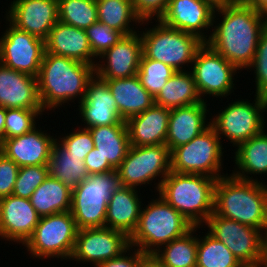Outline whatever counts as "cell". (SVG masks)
Masks as SVG:
<instances>
[{"label": "cell", "instance_id": "43", "mask_svg": "<svg viewBox=\"0 0 267 267\" xmlns=\"http://www.w3.org/2000/svg\"><path fill=\"white\" fill-rule=\"evenodd\" d=\"M19 166L0 152V199L14 191Z\"/></svg>", "mask_w": 267, "mask_h": 267}, {"label": "cell", "instance_id": "1", "mask_svg": "<svg viewBox=\"0 0 267 267\" xmlns=\"http://www.w3.org/2000/svg\"><path fill=\"white\" fill-rule=\"evenodd\" d=\"M215 13L223 18L206 43L238 69H249L261 32L267 26V16L243 0L217 6Z\"/></svg>", "mask_w": 267, "mask_h": 267}, {"label": "cell", "instance_id": "3", "mask_svg": "<svg viewBox=\"0 0 267 267\" xmlns=\"http://www.w3.org/2000/svg\"><path fill=\"white\" fill-rule=\"evenodd\" d=\"M215 185L214 212L224 218L260 229H267V185L230 176Z\"/></svg>", "mask_w": 267, "mask_h": 267}, {"label": "cell", "instance_id": "37", "mask_svg": "<svg viewBox=\"0 0 267 267\" xmlns=\"http://www.w3.org/2000/svg\"><path fill=\"white\" fill-rule=\"evenodd\" d=\"M175 72L171 66L142 54L137 75L142 86L155 98Z\"/></svg>", "mask_w": 267, "mask_h": 267}, {"label": "cell", "instance_id": "7", "mask_svg": "<svg viewBox=\"0 0 267 267\" xmlns=\"http://www.w3.org/2000/svg\"><path fill=\"white\" fill-rule=\"evenodd\" d=\"M157 21V26L140 32L143 55L161 61L176 71H184L182 65L193 63L197 50L204 42L193 34L171 28L160 20Z\"/></svg>", "mask_w": 267, "mask_h": 267}, {"label": "cell", "instance_id": "40", "mask_svg": "<svg viewBox=\"0 0 267 267\" xmlns=\"http://www.w3.org/2000/svg\"><path fill=\"white\" fill-rule=\"evenodd\" d=\"M85 31L91 51L96 59L124 36L121 32L99 21L88 27Z\"/></svg>", "mask_w": 267, "mask_h": 267}, {"label": "cell", "instance_id": "49", "mask_svg": "<svg viewBox=\"0 0 267 267\" xmlns=\"http://www.w3.org/2000/svg\"><path fill=\"white\" fill-rule=\"evenodd\" d=\"M6 108L0 107V143L4 140Z\"/></svg>", "mask_w": 267, "mask_h": 267}, {"label": "cell", "instance_id": "48", "mask_svg": "<svg viewBox=\"0 0 267 267\" xmlns=\"http://www.w3.org/2000/svg\"><path fill=\"white\" fill-rule=\"evenodd\" d=\"M247 5L253 7L256 11L267 16V0H243Z\"/></svg>", "mask_w": 267, "mask_h": 267}, {"label": "cell", "instance_id": "45", "mask_svg": "<svg viewBox=\"0 0 267 267\" xmlns=\"http://www.w3.org/2000/svg\"><path fill=\"white\" fill-rule=\"evenodd\" d=\"M129 247L125 252H123L119 257L107 260L96 267H142L144 260L148 257L143 254L140 250L136 249L133 254L129 256ZM128 251V252H127ZM128 253L127 255H125Z\"/></svg>", "mask_w": 267, "mask_h": 267}, {"label": "cell", "instance_id": "27", "mask_svg": "<svg viewBox=\"0 0 267 267\" xmlns=\"http://www.w3.org/2000/svg\"><path fill=\"white\" fill-rule=\"evenodd\" d=\"M102 80L107 83L124 121L141 114L155 104V98L142 86L138 75Z\"/></svg>", "mask_w": 267, "mask_h": 267}, {"label": "cell", "instance_id": "20", "mask_svg": "<svg viewBox=\"0 0 267 267\" xmlns=\"http://www.w3.org/2000/svg\"><path fill=\"white\" fill-rule=\"evenodd\" d=\"M78 107L86 129L117 125L124 121L107 83L96 75L88 82L84 99L79 102Z\"/></svg>", "mask_w": 267, "mask_h": 267}, {"label": "cell", "instance_id": "36", "mask_svg": "<svg viewBox=\"0 0 267 267\" xmlns=\"http://www.w3.org/2000/svg\"><path fill=\"white\" fill-rule=\"evenodd\" d=\"M59 21L86 30L98 22L96 0H58Z\"/></svg>", "mask_w": 267, "mask_h": 267}, {"label": "cell", "instance_id": "15", "mask_svg": "<svg viewBox=\"0 0 267 267\" xmlns=\"http://www.w3.org/2000/svg\"><path fill=\"white\" fill-rule=\"evenodd\" d=\"M129 245V237L122 231L102 227L83 228L77 231L71 259L97 265L119 257Z\"/></svg>", "mask_w": 267, "mask_h": 267}, {"label": "cell", "instance_id": "14", "mask_svg": "<svg viewBox=\"0 0 267 267\" xmlns=\"http://www.w3.org/2000/svg\"><path fill=\"white\" fill-rule=\"evenodd\" d=\"M209 233L221 241L243 266L255 267L260 253L262 231L213 212L205 222Z\"/></svg>", "mask_w": 267, "mask_h": 267}, {"label": "cell", "instance_id": "9", "mask_svg": "<svg viewBox=\"0 0 267 267\" xmlns=\"http://www.w3.org/2000/svg\"><path fill=\"white\" fill-rule=\"evenodd\" d=\"M222 139L209 126L200 135L187 144L174 148L170 152L171 171L188 174H202L216 180L221 175L222 167Z\"/></svg>", "mask_w": 267, "mask_h": 267}, {"label": "cell", "instance_id": "23", "mask_svg": "<svg viewBox=\"0 0 267 267\" xmlns=\"http://www.w3.org/2000/svg\"><path fill=\"white\" fill-rule=\"evenodd\" d=\"M198 104L173 108L170 111L166 146L170 152L181 145L187 144L210 126L205 123L208 104Z\"/></svg>", "mask_w": 267, "mask_h": 267}, {"label": "cell", "instance_id": "11", "mask_svg": "<svg viewBox=\"0 0 267 267\" xmlns=\"http://www.w3.org/2000/svg\"><path fill=\"white\" fill-rule=\"evenodd\" d=\"M123 187L137 188L161 176L157 192L171 171L170 150L166 145L130 146L125 159L116 168Z\"/></svg>", "mask_w": 267, "mask_h": 267}, {"label": "cell", "instance_id": "41", "mask_svg": "<svg viewBox=\"0 0 267 267\" xmlns=\"http://www.w3.org/2000/svg\"><path fill=\"white\" fill-rule=\"evenodd\" d=\"M252 67L256 79V94L267 97V26L261 32Z\"/></svg>", "mask_w": 267, "mask_h": 267}, {"label": "cell", "instance_id": "50", "mask_svg": "<svg viewBox=\"0 0 267 267\" xmlns=\"http://www.w3.org/2000/svg\"><path fill=\"white\" fill-rule=\"evenodd\" d=\"M142 267H163L151 256H148L142 265Z\"/></svg>", "mask_w": 267, "mask_h": 267}, {"label": "cell", "instance_id": "21", "mask_svg": "<svg viewBox=\"0 0 267 267\" xmlns=\"http://www.w3.org/2000/svg\"><path fill=\"white\" fill-rule=\"evenodd\" d=\"M56 140L35 127L26 134L3 140L0 143V152L19 167L47 165Z\"/></svg>", "mask_w": 267, "mask_h": 267}, {"label": "cell", "instance_id": "8", "mask_svg": "<svg viewBox=\"0 0 267 267\" xmlns=\"http://www.w3.org/2000/svg\"><path fill=\"white\" fill-rule=\"evenodd\" d=\"M77 226L70 211L40 217L32 235L24 244L36 258L72 257Z\"/></svg>", "mask_w": 267, "mask_h": 267}, {"label": "cell", "instance_id": "29", "mask_svg": "<svg viewBox=\"0 0 267 267\" xmlns=\"http://www.w3.org/2000/svg\"><path fill=\"white\" fill-rule=\"evenodd\" d=\"M264 132L265 130L237 146L235 164L239 170H234L232 176L241 180L258 181L248 174L267 175V133Z\"/></svg>", "mask_w": 267, "mask_h": 267}, {"label": "cell", "instance_id": "38", "mask_svg": "<svg viewBox=\"0 0 267 267\" xmlns=\"http://www.w3.org/2000/svg\"><path fill=\"white\" fill-rule=\"evenodd\" d=\"M44 110H28L24 108L6 109L4 140L21 136L36 127L38 115Z\"/></svg>", "mask_w": 267, "mask_h": 267}, {"label": "cell", "instance_id": "6", "mask_svg": "<svg viewBox=\"0 0 267 267\" xmlns=\"http://www.w3.org/2000/svg\"><path fill=\"white\" fill-rule=\"evenodd\" d=\"M117 171L89 174L72 189L71 214L77 229L105 227L107 205L113 192L121 187Z\"/></svg>", "mask_w": 267, "mask_h": 267}, {"label": "cell", "instance_id": "39", "mask_svg": "<svg viewBox=\"0 0 267 267\" xmlns=\"http://www.w3.org/2000/svg\"><path fill=\"white\" fill-rule=\"evenodd\" d=\"M49 176L47 165L19 167L13 195L30 199L35 189Z\"/></svg>", "mask_w": 267, "mask_h": 267}, {"label": "cell", "instance_id": "4", "mask_svg": "<svg viewBox=\"0 0 267 267\" xmlns=\"http://www.w3.org/2000/svg\"><path fill=\"white\" fill-rule=\"evenodd\" d=\"M215 178L202 174L170 171L159 195L194 227L202 226L214 212Z\"/></svg>", "mask_w": 267, "mask_h": 267}, {"label": "cell", "instance_id": "31", "mask_svg": "<svg viewBox=\"0 0 267 267\" xmlns=\"http://www.w3.org/2000/svg\"><path fill=\"white\" fill-rule=\"evenodd\" d=\"M191 71H176L167 80L160 93L155 97V104L173 109L202 103Z\"/></svg>", "mask_w": 267, "mask_h": 267}, {"label": "cell", "instance_id": "22", "mask_svg": "<svg viewBox=\"0 0 267 267\" xmlns=\"http://www.w3.org/2000/svg\"><path fill=\"white\" fill-rule=\"evenodd\" d=\"M0 107L43 110L37 77L10 69L0 63Z\"/></svg>", "mask_w": 267, "mask_h": 267}, {"label": "cell", "instance_id": "35", "mask_svg": "<svg viewBox=\"0 0 267 267\" xmlns=\"http://www.w3.org/2000/svg\"><path fill=\"white\" fill-rule=\"evenodd\" d=\"M196 267H243L233 253L209 232L197 237Z\"/></svg>", "mask_w": 267, "mask_h": 267}, {"label": "cell", "instance_id": "26", "mask_svg": "<svg viewBox=\"0 0 267 267\" xmlns=\"http://www.w3.org/2000/svg\"><path fill=\"white\" fill-rule=\"evenodd\" d=\"M136 188L121 186L107 205L105 227L124 232L128 237L136 230L142 202Z\"/></svg>", "mask_w": 267, "mask_h": 267}, {"label": "cell", "instance_id": "33", "mask_svg": "<svg viewBox=\"0 0 267 267\" xmlns=\"http://www.w3.org/2000/svg\"><path fill=\"white\" fill-rule=\"evenodd\" d=\"M200 226L193 227L184 236L174 239L158 249L151 257L163 267H196L197 237L193 234Z\"/></svg>", "mask_w": 267, "mask_h": 267}, {"label": "cell", "instance_id": "16", "mask_svg": "<svg viewBox=\"0 0 267 267\" xmlns=\"http://www.w3.org/2000/svg\"><path fill=\"white\" fill-rule=\"evenodd\" d=\"M216 7L208 0H169L159 20L171 28L193 34L206 43L208 35L202 31L216 23Z\"/></svg>", "mask_w": 267, "mask_h": 267}, {"label": "cell", "instance_id": "34", "mask_svg": "<svg viewBox=\"0 0 267 267\" xmlns=\"http://www.w3.org/2000/svg\"><path fill=\"white\" fill-rule=\"evenodd\" d=\"M96 6L98 21L124 36L137 32L130 28V22L144 23L135 12L132 0H96Z\"/></svg>", "mask_w": 267, "mask_h": 267}, {"label": "cell", "instance_id": "32", "mask_svg": "<svg viewBox=\"0 0 267 267\" xmlns=\"http://www.w3.org/2000/svg\"><path fill=\"white\" fill-rule=\"evenodd\" d=\"M52 147L51 157L47 164L50 177H54L71 189L78 186L88 177L87 168L82 157L71 155L57 141Z\"/></svg>", "mask_w": 267, "mask_h": 267}, {"label": "cell", "instance_id": "10", "mask_svg": "<svg viewBox=\"0 0 267 267\" xmlns=\"http://www.w3.org/2000/svg\"><path fill=\"white\" fill-rule=\"evenodd\" d=\"M255 103L236 100L218 113L210 126L215 130L219 138H227L236 147L260 134L265 128L264 114L267 112V97L255 94Z\"/></svg>", "mask_w": 267, "mask_h": 267}, {"label": "cell", "instance_id": "42", "mask_svg": "<svg viewBox=\"0 0 267 267\" xmlns=\"http://www.w3.org/2000/svg\"><path fill=\"white\" fill-rule=\"evenodd\" d=\"M77 130L74 129V132L60 138L58 143L69 154L82 157V160H85V157L94 148L93 137L89 129L81 128Z\"/></svg>", "mask_w": 267, "mask_h": 267}, {"label": "cell", "instance_id": "18", "mask_svg": "<svg viewBox=\"0 0 267 267\" xmlns=\"http://www.w3.org/2000/svg\"><path fill=\"white\" fill-rule=\"evenodd\" d=\"M142 54L140 34L136 32L123 36L99 56V59H106L107 64H95V75L100 79L133 77L138 73Z\"/></svg>", "mask_w": 267, "mask_h": 267}, {"label": "cell", "instance_id": "28", "mask_svg": "<svg viewBox=\"0 0 267 267\" xmlns=\"http://www.w3.org/2000/svg\"><path fill=\"white\" fill-rule=\"evenodd\" d=\"M94 147L115 169L125 159L130 148L129 133L126 121L117 125H106L89 128Z\"/></svg>", "mask_w": 267, "mask_h": 267}, {"label": "cell", "instance_id": "13", "mask_svg": "<svg viewBox=\"0 0 267 267\" xmlns=\"http://www.w3.org/2000/svg\"><path fill=\"white\" fill-rule=\"evenodd\" d=\"M0 38V63L10 69L38 76L46 51L45 40L9 23Z\"/></svg>", "mask_w": 267, "mask_h": 267}, {"label": "cell", "instance_id": "30", "mask_svg": "<svg viewBox=\"0 0 267 267\" xmlns=\"http://www.w3.org/2000/svg\"><path fill=\"white\" fill-rule=\"evenodd\" d=\"M72 189L48 176L32 193L31 205L40 217L71 210Z\"/></svg>", "mask_w": 267, "mask_h": 267}, {"label": "cell", "instance_id": "24", "mask_svg": "<svg viewBox=\"0 0 267 267\" xmlns=\"http://www.w3.org/2000/svg\"><path fill=\"white\" fill-rule=\"evenodd\" d=\"M171 109L154 104L127 121L130 146L166 145Z\"/></svg>", "mask_w": 267, "mask_h": 267}, {"label": "cell", "instance_id": "19", "mask_svg": "<svg viewBox=\"0 0 267 267\" xmlns=\"http://www.w3.org/2000/svg\"><path fill=\"white\" fill-rule=\"evenodd\" d=\"M40 216L30 199L13 194L0 199V237L7 241L22 243L32 235Z\"/></svg>", "mask_w": 267, "mask_h": 267}, {"label": "cell", "instance_id": "44", "mask_svg": "<svg viewBox=\"0 0 267 267\" xmlns=\"http://www.w3.org/2000/svg\"><path fill=\"white\" fill-rule=\"evenodd\" d=\"M135 12L147 22L157 17V20L164 14L169 0H132ZM152 18V19H151Z\"/></svg>", "mask_w": 267, "mask_h": 267}, {"label": "cell", "instance_id": "51", "mask_svg": "<svg viewBox=\"0 0 267 267\" xmlns=\"http://www.w3.org/2000/svg\"><path fill=\"white\" fill-rule=\"evenodd\" d=\"M210 2H212L215 6H221L223 4L229 3L233 0H208Z\"/></svg>", "mask_w": 267, "mask_h": 267}, {"label": "cell", "instance_id": "46", "mask_svg": "<svg viewBox=\"0 0 267 267\" xmlns=\"http://www.w3.org/2000/svg\"><path fill=\"white\" fill-rule=\"evenodd\" d=\"M84 163L88 174L107 173L116 170L94 147L85 157Z\"/></svg>", "mask_w": 267, "mask_h": 267}, {"label": "cell", "instance_id": "5", "mask_svg": "<svg viewBox=\"0 0 267 267\" xmlns=\"http://www.w3.org/2000/svg\"><path fill=\"white\" fill-rule=\"evenodd\" d=\"M158 197L151 199L145 209L141 207L137 228L129 237L130 247H139L137 249L147 256L194 227L160 195Z\"/></svg>", "mask_w": 267, "mask_h": 267}, {"label": "cell", "instance_id": "17", "mask_svg": "<svg viewBox=\"0 0 267 267\" xmlns=\"http://www.w3.org/2000/svg\"><path fill=\"white\" fill-rule=\"evenodd\" d=\"M10 5L8 22L43 40L59 21L58 0H14Z\"/></svg>", "mask_w": 267, "mask_h": 267}, {"label": "cell", "instance_id": "25", "mask_svg": "<svg viewBox=\"0 0 267 267\" xmlns=\"http://www.w3.org/2000/svg\"><path fill=\"white\" fill-rule=\"evenodd\" d=\"M47 53L60 55L94 65L96 58L90 48L86 31L58 21L45 40Z\"/></svg>", "mask_w": 267, "mask_h": 267}, {"label": "cell", "instance_id": "47", "mask_svg": "<svg viewBox=\"0 0 267 267\" xmlns=\"http://www.w3.org/2000/svg\"><path fill=\"white\" fill-rule=\"evenodd\" d=\"M255 267H267V229L262 232L259 259Z\"/></svg>", "mask_w": 267, "mask_h": 267}, {"label": "cell", "instance_id": "2", "mask_svg": "<svg viewBox=\"0 0 267 267\" xmlns=\"http://www.w3.org/2000/svg\"><path fill=\"white\" fill-rule=\"evenodd\" d=\"M94 75V65L45 51L37 76L43 110L60 107L75 97L81 102Z\"/></svg>", "mask_w": 267, "mask_h": 267}, {"label": "cell", "instance_id": "12", "mask_svg": "<svg viewBox=\"0 0 267 267\" xmlns=\"http://www.w3.org/2000/svg\"><path fill=\"white\" fill-rule=\"evenodd\" d=\"M191 72L200 97H226L234 92V75L238 69L204 43L196 52ZM202 95V96H201Z\"/></svg>", "mask_w": 267, "mask_h": 267}]
</instances>
